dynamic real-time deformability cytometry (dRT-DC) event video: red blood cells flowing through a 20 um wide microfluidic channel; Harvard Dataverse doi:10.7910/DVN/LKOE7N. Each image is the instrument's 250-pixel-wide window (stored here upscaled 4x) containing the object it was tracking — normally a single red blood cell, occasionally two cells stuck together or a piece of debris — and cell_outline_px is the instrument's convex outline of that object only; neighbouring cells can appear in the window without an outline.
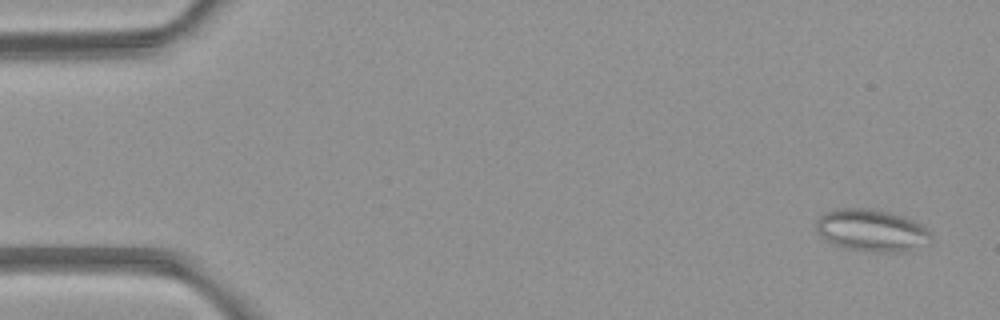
{"species": "common noctule bat (a hibernating species)", "species_latin": "Nyctalus noctula", "temperature_condition": "room temperature", "stored_images_in_passage": 6, "camera_frame_rate_fps": 3000, "um_per_image_px": 0.085, "animal": {"sex": "female", "body_mass_g": 21.9}, "frame": {"image": 1, "passage_image": 1, "time_ms": 0.0, "image_size_px": [1000, 320], "cell_outline_px": [[932, 240], [904, 252], [876, 252], [844, 248], [832, 244], [820, 236], [816, 228], [816, 220], [824, 212], [840, 208], [868, 208], [888, 212], [904, 216], [920, 224], [928, 232]], "centroid_in_image_um": [74.02, 19.58], "position_along_channel_um": 11.0, "area_um2": 28.03}}